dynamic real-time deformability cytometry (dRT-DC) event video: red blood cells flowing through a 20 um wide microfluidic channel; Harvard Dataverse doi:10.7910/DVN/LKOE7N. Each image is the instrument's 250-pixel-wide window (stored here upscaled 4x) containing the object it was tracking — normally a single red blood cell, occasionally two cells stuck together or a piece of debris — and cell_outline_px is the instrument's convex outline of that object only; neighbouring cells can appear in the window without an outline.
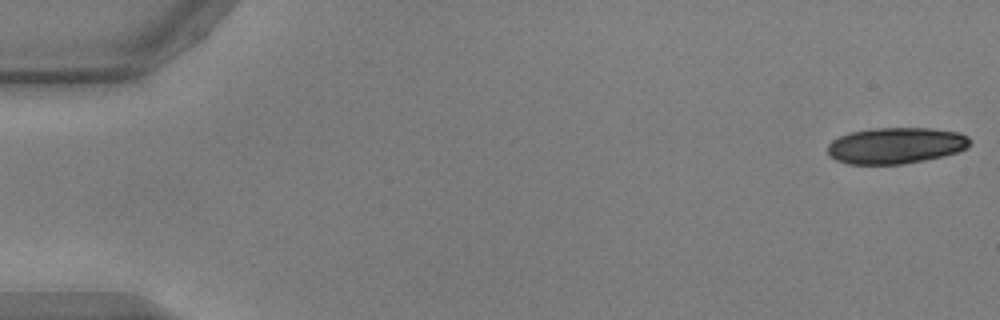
{"species": "common noctule bat (a hibernating species)", "species_latin": "Nyctalus noctula", "temperature_condition": "warm", "stored_images_in_passage": 19, "camera_frame_rate_fps": 3000, "um_per_image_px": 0.085, "animal": {"sex": "male", "body_mass_g": 17.9, "forearm_length_mm": 54.2}, "frame": {"image": 1, "passage_image": 1, "time_ms": 0.0, "image_size_px": [1000, 320], "cell_outline_px": [[972, 140], [968, 148], [944, 156], [904, 164], [848, 164], [836, 160], [828, 152], [828, 144], [832, 140], [848, 132], [872, 128], [932, 128], [960, 132], [968, 136]], "centroid_in_image_um": [76.17, 12.36], "position_along_channel_um": 8.8, "area_um2": 30.29}}